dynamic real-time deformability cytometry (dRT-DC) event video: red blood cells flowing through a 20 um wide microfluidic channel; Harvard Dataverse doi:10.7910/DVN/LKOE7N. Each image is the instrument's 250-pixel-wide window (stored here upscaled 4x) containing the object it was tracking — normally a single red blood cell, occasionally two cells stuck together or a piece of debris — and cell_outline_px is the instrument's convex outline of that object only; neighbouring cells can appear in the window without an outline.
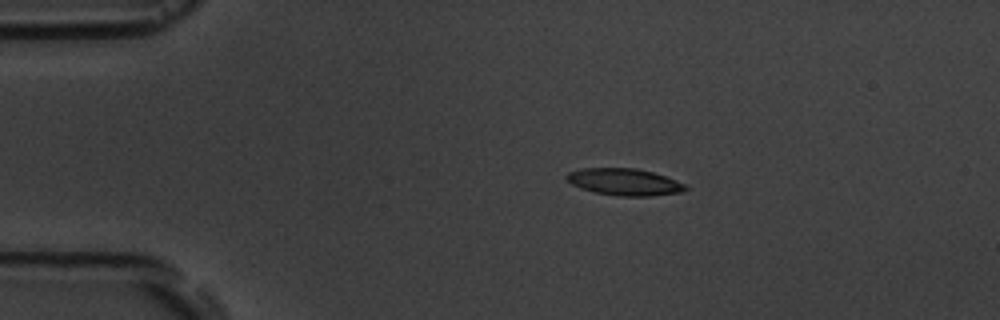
{"species": "common noctule bat (a hibernating species)", "species_latin": "Nyctalus noctula", "temperature_condition": "room temperature", "stored_images_in_passage": 15, "camera_frame_rate_fps": 3000, "um_per_image_px": 0.085, "animal": {"sex": "male", "body_mass_g": 19.5, "forearm_length_mm": 54.6}, "frame": {"image": 1, "passage_image": 3, "time_ms": 3.0, "image_size_px": [1000, 320], "cell_outline_px": [[688, 188], [680, 192], [648, 196], [620, 196], [596, 192], [580, 188], [572, 184], [564, 176], [568, 172], [580, 168], [636, 168], [652, 172], [664, 176], [684, 184]], "centroid_in_image_um": [53.02, 15.45], "position_along_channel_um": 32.0, "area_um2": 18.38}}
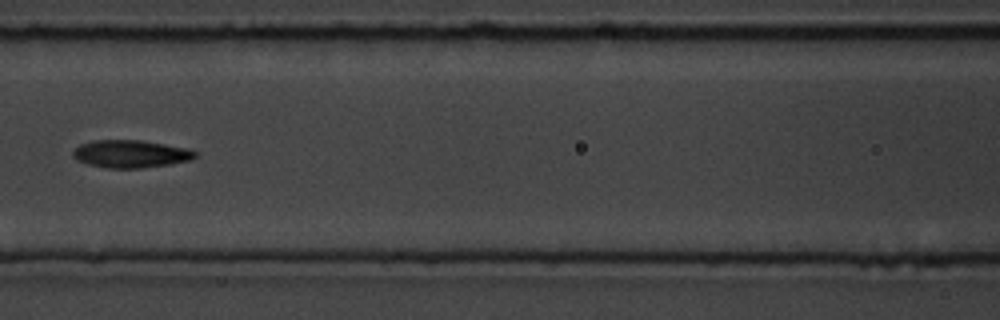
{"frame": {"image": 2, "passage_image": 7, "time_ms": 7.667, "image_size_px": [1000, 320], "cell_outline_px": [[196, 156], [192, 160], [168, 164], [140, 168], [108, 168], [88, 164], [76, 160], [72, 156], [72, 152], [80, 144], [92, 140], [140, 140], [188, 148], [196, 152]], "centroid_in_image_um": [11.08, 13.08], "position_along_channel_um": 155.5, "area_um2": 19.65}}
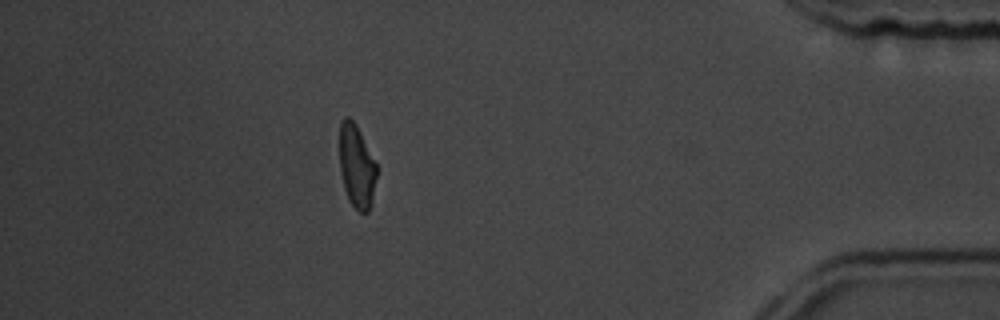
{"frame": {"image": 3, "passage_image": 14, "time_ms": 15.667, "image_size_px": [1000, 320], "cell_outline_px": [[376, 176], [372, 204], [368, 212], [360, 212], [348, 200], [344, 188], [340, 172], [340, 124], [344, 116], [348, 116], [356, 124], [376, 164]], "centroid_in_image_um": [30.3, 14.15], "position_along_channel_um": 404.9, "area_um2": 17.86}, "authors_computed_cell_mechanics": {"area_um2": 19.2474, "velocity_mm_per_s": 3.6978, "shape_relaxation_time_tau1_ms": 8.3673, "shape_relaxation_time_tau2_ms": null, "deformation_change_tau1": 0.1911, "deformation_change_tau2": null}}